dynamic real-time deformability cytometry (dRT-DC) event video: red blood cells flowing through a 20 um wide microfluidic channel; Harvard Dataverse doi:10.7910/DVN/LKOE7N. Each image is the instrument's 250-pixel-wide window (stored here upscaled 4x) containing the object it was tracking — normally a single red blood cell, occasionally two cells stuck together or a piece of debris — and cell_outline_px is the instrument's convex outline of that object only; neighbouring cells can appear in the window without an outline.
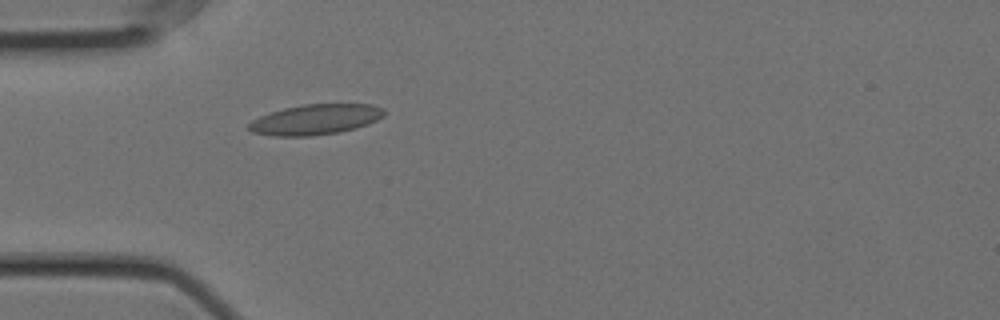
{"species": "Egyptian fruit bat (a non-hibernating species)", "species_latin": "Rousettus aegyptiacus", "temperature_condition": "cold", "stored_images_in_passage": 34, "camera_frame_rate_fps": 3000, "um_per_image_px": 0.085, "animal": {"sex": "female"}, "frame": {"image": 1, "passage_image": 1, "time_ms": 0.0, "image_size_px": [1000, 320], "cell_outline_px": [[384, 116], [368, 124], [356, 128], [336, 132], [312, 136], [276, 136], [252, 132], [248, 128], [248, 124], [252, 120], [260, 116], [284, 108], [304, 104], [372, 104], [384, 108]], "centroid_in_image_um": [26.83, 10.15], "position_along_channel_um": 58.2, "area_um2": 23.81}}
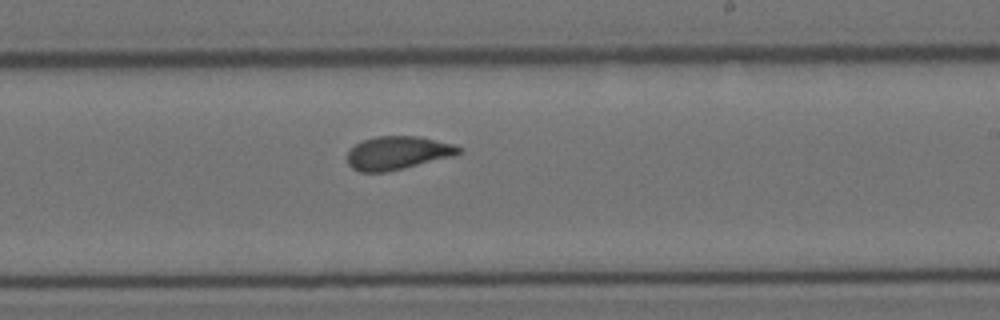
{"frame": {"image": 2, "passage_image": 18, "time_ms": 5.667, "image_size_px": [1000, 320], "cell_outline_px": [[464, 148], [460, 152], [452, 156], [388, 172], [360, 172], [352, 168], [348, 164], [348, 152], [356, 144], [364, 140], [376, 136], [420, 136], [452, 144]], "centroid_in_image_um": [33.79, 13.0], "position_along_channel_um": 255.2, "area_um2": 21.5}}
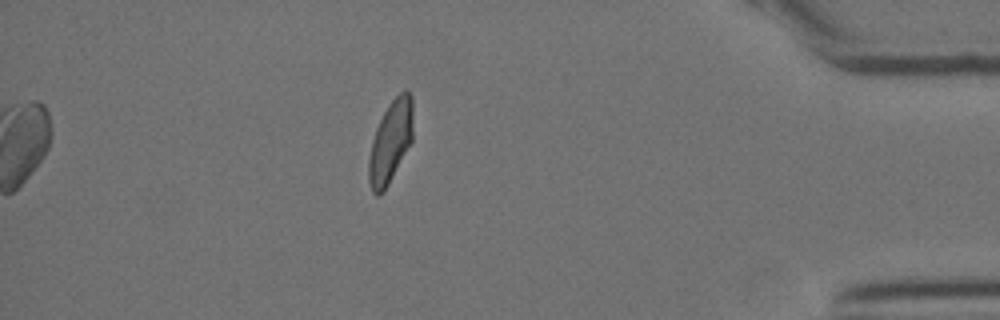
{"frame": {"image": 3, "passage_image": 34, "time_ms": 11.0, "image_size_px": [1000, 320], "cell_outline_px": [[412, 140], [384, 192], [380, 196], [376, 196], [372, 192], [368, 180], [368, 160], [372, 140], [376, 128], [388, 104], [404, 88], [408, 88], [412, 96]], "centroid_in_image_um": [33.18, 12.05], "position_along_channel_um": 402.0, "area_um2": 21.27}, "authors_computed_cell_mechanics": {"area_um2": 21.8484, "velocity_mm_per_s": 3.5428, "shape_relaxation_time_tau1_ms": 10.2452, "shape_relaxation_time_tau2_ms": 1.2431, "deformation_change_tau1": 0.1992, "deformation_change_tau2": 0.0569}}